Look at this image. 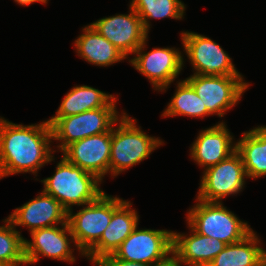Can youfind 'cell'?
<instances>
[{"label": "cell", "instance_id": "9a60e30c", "mask_svg": "<svg viewBox=\"0 0 266 266\" xmlns=\"http://www.w3.org/2000/svg\"><path fill=\"white\" fill-rule=\"evenodd\" d=\"M59 226H50L30 232L32 241L24 239V254L26 264H34L40 259V255L49 258L73 263V251L71 242L75 241L68 223ZM68 233V234H67ZM67 235L70 236V240Z\"/></svg>", "mask_w": 266, "mask_h": 266}, {"label": "cell", "instance_id": "603a6c76", "mask_svg": "<svg viewBox=\"0 0 266 266\" xmlns=\"http://www.w3.org/2000/svg\"><path fill=\"white\" fill-rule=\"evenodd\" d=\"M176 93L174 94L171 102L163 112L162 116H191L202 117L212 115L203 105L201 98L197 95L193 87L183 80L178 82Z\"/></svg>", "mask_w": 266, "mask_h": 266}, {"label": "cell", "instance_id": "d4e9b609", "mask_svg": "<svg viewBox=\"0 0 266 266\" xmlns=\"http://www.w3.org/2000/svg\"><path fill=\"white\" fill-rule=\"evenodd\" d=\"M6 225L0 226V264L2 266H19L26 264L24 238L6 218Z\"/></svg>", "mask_w": 266, "mask_h": 266}, {"label": "cell", "instance_id": "7402d4cb", "mask_svg": "<svg viewBox=\"0 0 266 266\" xmlns=\"http://www.w3.org/2000/svg\"><path fill=\"white\" fill-rule=\"evenodd\" d=\"M259 242L256 233L252 231L243 240L226 245L208 266H258L266 251L257 246Z\"/></svg>", "mask_w": 266, "mask_h": 266}, {"label": "cell", "instance_id": "7c38bea8", "mask_svg": "<svg viewBox=\"0 0 266 266\" xmlns=\"http://www.w3.org/2000/svg\"><path fill=\"white\" fill-rule=\"evenodd\" d=\"M130 14L105 17L91 23L103 37L113 44L127 58L148 38L142 20L130 6Z\"/></svg>", "mask_w": 266, "mask_h": 266}, {"label": "cell", "instance_id": "2e32d148", "mask_svg": "<svg viewBox=\"0 0 266 266\" xmlns=\"http://www.w3.org/2000/svg\"><path fill=\"white\" fill-rule=\"evenodd\" d=\"M67 210L53 196L42 191L35 199L14 210L7 218L13 226H27L30 232L67 223Z\"/></svg>", "mask_w": 266, "mask_h": 266}, {"label": "cell", "instance_id": "3957f363", "mask_svg": "<svg viewBox=\"0 0 266 266\" xmlns=\"http://www.w3.org/2000/svg\"><path fill=\"white\" fill-rule=\"evenodd\" d=\"M135 122L124 112L119 126L112 127L109 173L113 176L140 163L162 145L163 141L145 134Z\"/></svg>", "mask_w": 266, "mask_h": 266}, {"label": "cell", "instance_id": "44dd1931", "mask_svg": "<svg viewBox=\"0 0 266 266\" xmlns=\"http://www.w3.org/2000/svg\"><path fill=\"white\" fill-rule=\"evenodd\" d=\"M117 98L96 88L82 85L68 92L54 117H68L102 107H116Z\"/></svg>", "mask_w": 266, "mask_h": 266}, {"label": "cell", "instance_id": "277c9868", "mask_svg": "<svg viewBox=\"0 0 266 266\" xmlns=\"http://www.w3.org/2000/svg\"><path fill=\"white\" fill-rule=\"evenodd\" d=\"M196 200L199 202L187 215L188 226L195 232L216 238L228 245L243 240L253 231L247 222L241 221L224 207L222 202Z\"/></svg>", "mask_w": 266, "mask_h": 266}, {"label": "cell", "instance_id": "7a4b0ae2", "mask_svg": "<svg viewBox=\"0 0 266 266\" xmlns=\"http://www.w3.org/2000/svg\"><path fill=\"white\" fill-rule=\"evenodd\" d=\"M41 182L44 184L43 191L60 202L67 212L73 205L94 202L104 192L98 186L101 180L68 162L63 156L55 174Z\"/></svg>", "mask_w": 266, "mask_h": 266}, {"label": "cell", "instance_id": "8992f818", "mask_svg": "<svg viewBox=\"0 0 266 266\" xmlns=\"http://www.w3.org/2000/svg\"><path fill=\"white\" fill-rule=\"evenodd\" d=\"M68 211L67 223L81 255H85L101 238L112 217V197L103 192L94 202L76 214Z\"/></svg>", "mask_w": 266, "mask_h": 266}, {"label": "cell", "instance_id": "cb8c5ba5", "mask_svg": "<svg viewBox=\"0 0 266 266\" xmlns=\"http://www.w3.org/2000/svg\"><path fill=\"white\" fill-rule=\"evenodd\" d=\"M130 6L142 20L143 27L148 33L149 19L175 18L181 19L185 5L180 0H132Z\"/></svg>", "mask_w": 266, "mask_h": 266}, {"label": "cell", "instance_id": "5b68a950", "mask_svg": "<svg viewBox=\"0 0 266 266\" xmlns=\"http://www.w3.org/2000/svg\"><path fill=\"white\" fill-rule=\"evenodd\" d=\"M117 113L116 107H102L68 117H51L47 122L53 140L62 141L57 147L63 151L76 141L109 132L120 119Z\"/></svg>", "mask_w": 266, "mask_h": 266}, {"label": "cell", "instance_id": "30bf717a", "mask_svg": "<svg viewBox=\"0 0 266 266\" xmlns=\"http://www.w3.org/2000/svg\"><path fill=\"white\" fill-rule=\"evenodd\" d=\"M184 51L196 71L203 76L241 75L229 55L212 39L194 32H182Z\"/></svg>", "mask_w": 266, "mask_h": 266}, {"label": "cell", "instance_id": "4fadbf2b", "mask_svg": "<svg viewBox=\"0 0 266 266\" xmlns=\"http://www.w3.org/2000/svg\"><path fill=\"white\" fill-rule=\"evenodd\" d=\"M131 203L112 197V217L100 240L85 254L94 264L104 256L114 254L120 244L138 226V214Z\"/></svg>", "mask_w": 266, "mask_h": 266}, {"label": "cell", "instance_id": "ffe728a7", "mask_svg": "<svg viewBox=\"0 0 266 266\" xmlns=\"http://www.w3.org/2000/svg\"><path fill=\"white\" fill-rule=\"evenodd\" d=\"M247 177L259 178L266 175V126H258L244 132L235 143Z\"/></svg>", "mask_w": 266, "mask_h": 266}, {"label": "cell", "instance_id": "d6986e66", "mask_svg": "<svg viewBox=\"0 0 266 266\" xmlns=\"http://www.w3.org/2000/svg\"><path fill=\"white\" fill-rule=\"evenodd\" d=\"M75 40L78 56L97 66H109L126 57L91 25Z\"/></svg>", "mask_w": 266, "mask_h": 266}, {"label": "cell", "instance_id": "484cf974", "mask_svg": "<svg viewBox=\"0 0 266 266\" xmlns=\"http://www.w3.org/2000/svg\"><path fill=\"white\" fill-rule=\"evenodd\" d=\"M98 266H149L145 263L130 262L116 258L113 254L104 256L96 263Z\"/></svg>", "mask_w": 266, "mask_h": 266}, {"label": "cell", "instance_id": "f1b7e54d", "mask_svg": "<svg viewBox=\"0 0 266 266\" xmlns=\"http://www.w3.org/2000/svg\"><path fill=\"white\" fill-rule=\"evenodd\" d=\"M258 266H266V251L262 254Z\"/></svg>", "mask_w": 266, "mask_h": 266}, {"label": "cell", "instance_id": "9c48e42d", "mask_svg": "<svg viewBox=\"0 0 266 266\" xmlns=\"http://www.w3.org/2000/svg\"><path fill=\"white\" fill-rule=\"evenodd\" d=\"M173 251V231L143 229L133 232L114 252L118 259L152 266Z\"/></svg>", "mask_w": 266, "mask_h": 266}, {"label": "cell", "instance_id": "8fae6325", "mask_svg": "<svg viewBox=\"0 0 266 266\" xmlns=\"http://www.w3.org/2000/svg\"><path fill=\"white\" fill-rule=\"evenodd\" d=\"M145 45L146 40L135 51L136 56L130 63L150 80L156 90L162 92L180 74L184 65L182 54L175 48H154L145 53Z\"/></svg>", "mask_w": 266, "mask_h": 266}, {"label": "cell", "instance_id": "ba28073f", "mask_svg": "<svg viewBox=\"0 0 266 266\" xmlns=\"http://www.w3.org/2000/svg\"><path fill=\"white\" fill-rule=\"evenodd\" d=\"M247 177L240 155L235 151L227 159L207 168L202 176L197 199L221 202L227 195L242 191Z\"/></svg>", "mask_w": 266, "mask_h": 266}, {"label": "cell", "instance_id": "ac0fdd59", "mask_svg": "<svg viewBox=\"0 0 266 266\" xmlns=\"http://www.w3.org/2000/svg\"><path fill=\"white\" fill-rule=\"evenodd\" d=\"M189 237L173 232V251L180 260L189 266H208V264L224 249L226 244L195 232L192 228Z\"/></svg>", "mask_w": 266, "mask_h": 266}, {"label": "cell", "instance_id": "4316f807", "mask_svg": "<svg viewBox=\"0 0 266 266\" xmlns=\"http://www.w3.org/2000/svg\"><path fill=\"white\" fill-rule=\"evenodd\" d=\"M170 255L172 256L169 257V254H168L165 258L157 261L152 266H181L182 265L183 262L180 260L179 256L174 251H172Z\"/></svg>", "mask_w": 266, "mask_h": 266}, {"label": "cell", "instance_id": "52a82bcc", "mask_svg": "<svg viewBox=\"0 0 266 266\" xmlns=\"http://www.w3.org/2000/svg\"><path fill=\"white\" fill-rule=\"evenodd\" d=\"M186 81L201 98L211 114L223 117L227 110L239 102L249 84L241 75L203 76L193 74Z\"/></svg>", "mask_w": 266, "mask_h": 266}, {"label": "cell", "instance_id": "83f0119b", "mask_svg": "<svg viewBox=\"0 0 266 266\" xmlns=\"http://www.w3.org/2000/svg\"><path fill=\"white\" fill-rule=\"evenodd\" d=\"M15 2H17L19 5H30L31 3H34V2H41V3H44L46 4L48 0H14Z\"/></svg>", "mask_w": 266, "mask_h": 266}, {"label": "cell", "instance_id": "e0dca14e", "mask_svg": "<svg viewBox=\"0 0 266 266\" xmlns=\"http://www.w3.org/2000/svg\"><path fill=\"white\" fill-rule=\"evenodd\" d=\"M226 125L222 122L207 128L197 136L191 146V158L198 165L207 168L227 159L236 151V144L232 142Z\"/></svg>", "mask_w": 266, "mask_h": 266}, {"label": "cell", "instance_id": "5bb4252c", "mask_svg": "<svg viewBox=\"0 0 266 266\" xmlns=\"http://www.w3.org/2000/svg\"><path fill=\"white\" fill-rule=\"evenodd\" d=\"M112 129L68 145L62 152L70 163L94 174L99 180L109 172Z\"/></svg>", "mask_w": 266, "mask_h": 266}, {"label": "cell", "instance_id": "6da1fadb", "mask_svg": "<svg viewBox=\"0 0 266 266\" xmlns=\"http://www.w3.org/2000/svg\"><path fill=\"white\" fill-rule=\"evenodd\" d=\"M52 129L47 121L23 126L0 118V179L16 173H37L53 161ZM44 164V165H43Z\"/></svg>", "mask_w": 266, "mask_h": 266}]
</instances>
